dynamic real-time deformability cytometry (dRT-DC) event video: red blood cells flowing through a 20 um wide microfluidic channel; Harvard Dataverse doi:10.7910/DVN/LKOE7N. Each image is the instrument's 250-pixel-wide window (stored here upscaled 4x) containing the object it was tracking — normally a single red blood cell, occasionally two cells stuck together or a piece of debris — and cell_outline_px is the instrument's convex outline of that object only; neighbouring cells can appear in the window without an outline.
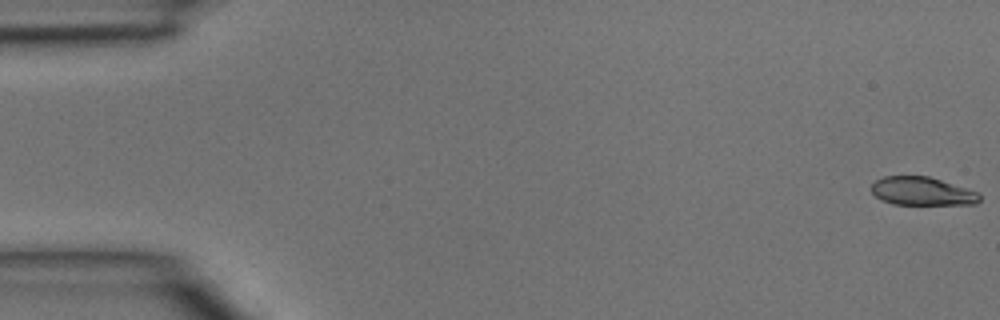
{"species": "common noctule bat (a hibernating species)", "species_latin": "Nyctalus noctula", "temperature_condition": "room temperature", "stored_images_in_passage": 5, "camera_frame_rate_fps": 3000, "um_per_image_px": 0.085, "animal": {"sex": "male", "body_mass_g": 15.6}, "frame": {"image": 1, "passage_image": 1, "time_ms": 0.0, "image_size_px": [1000, 320], "cell_outline_px": [[980, 200], [976, 204], [892, 204], [880, 200], [872, 192], [872, 184], [876, 180], [884, 176], [928, 176], [968, 188], [980, 192]], "centroid_in_image_um": [78.4, 16.25], "position_along_channel_um": 6.6, "area_um2": 17.92}}